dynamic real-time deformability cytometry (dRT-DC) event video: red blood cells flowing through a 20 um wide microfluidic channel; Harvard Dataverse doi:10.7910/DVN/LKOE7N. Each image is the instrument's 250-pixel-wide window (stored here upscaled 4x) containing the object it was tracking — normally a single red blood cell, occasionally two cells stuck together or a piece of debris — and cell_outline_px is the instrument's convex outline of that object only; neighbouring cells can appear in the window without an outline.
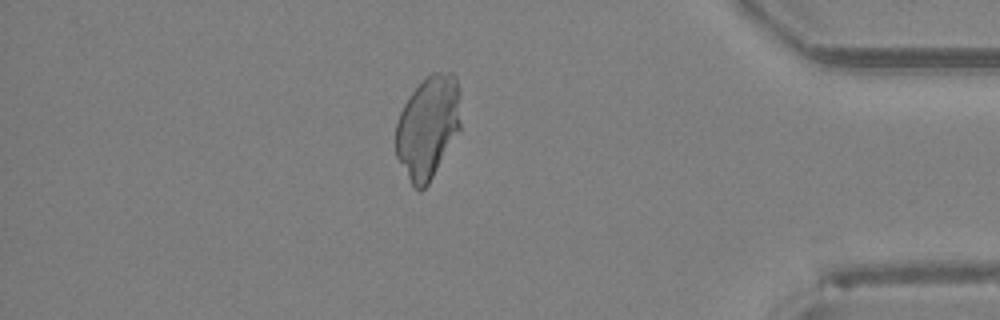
{"species": "Egyptian fruit bat (a non-hibernating species)", "species_latin": "Rousettus aegyptiacus", "temperature_condition": "room temperature", "stored_images_in_passage": 41, "camera_frame_rate_fps": 3000, "um_per_image_px": 0.085, "animal": {"sex": "female"}, "frame": {"image": 1, "passage_image": 36, "time_ms": 11.667, "image_size_px": [1000, 320], "cell_outline_px": [[460, 132], [428, 184], [420, 192], [412, 184], [396, 156], [396, 124], [400, 112], [404, 104], [412, 92], [432, 72], [452, 72], [456, 76], [460, 124]], "centroid_in_image_um": [36.37, 10.82], "position_along_channel_um": 398.8, "area_um2": 38.44}}